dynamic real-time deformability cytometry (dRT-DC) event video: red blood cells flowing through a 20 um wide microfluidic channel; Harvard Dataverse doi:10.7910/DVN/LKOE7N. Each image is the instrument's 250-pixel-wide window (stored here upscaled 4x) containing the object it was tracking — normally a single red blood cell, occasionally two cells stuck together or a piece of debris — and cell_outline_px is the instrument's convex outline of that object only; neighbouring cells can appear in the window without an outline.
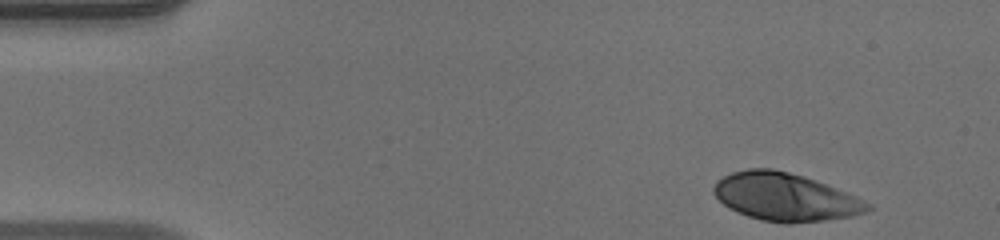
{"species": "human", "species_latin": "Homo sapiens", "temperature_condition": "warm", "stored_images_in_passage": 45, "camera_frame_rate_fps": 3000, "um_per_image_px": 0.085, "donor": {"sex": "male"}, "frame": {"image": 1, "passage_image": 1, "time_ms": 0.0, "image_size_px": [1000, 240], "cell_outline_px": [[876, 208], [868, 212], [852, 216], [824, 220], [788, 224], [784, 224], [760, 220], [736, 212], [728, 208], [712, 192], [712, 188], [716, 180], [732, 172], [748, 168], [772, 168], [804, 176], [856, 196], [872, 204]], "centroid_in_image_um": [66.75, 16.75], "position_along_channel_um": 18.3, "area_um2": 43.23}}
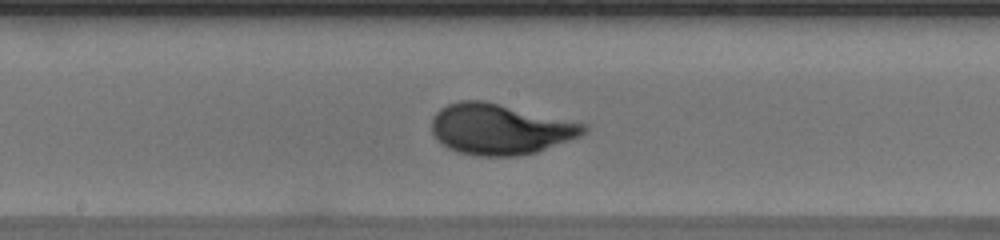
{"frame": {"image": 2, "passage_image": 22, "time_ms": 7.0, "image_size_px": [1000, 240], "cell_outline_px": [[588, 128], [580, 136], [536, 152], [520, 156], [476, 156], [460, 152], [448, 148], [432, 132], [432, 116], [440, 108], [448, 104], [460, 100], [484, 100], [588, 124]], "centroid_in_image_um": [42.51, 10.97], "position_along_channel_um": 205.7, "area_um2": 44.85}}
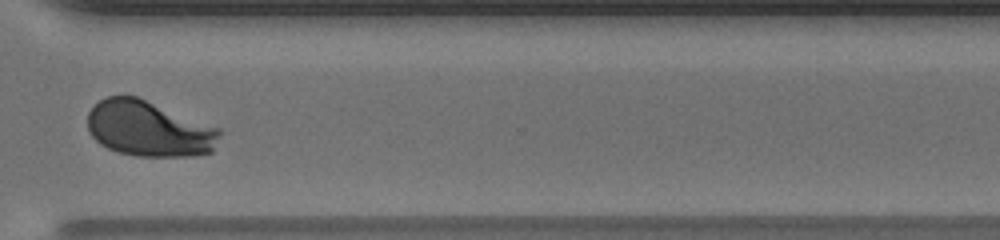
{"frame": {"image": 3, "passage_image": 33, "time_ms": 10.667, "image_size_px": [1000, 240], "cell_outline_px": [[220, 132], [212, 152], [192, 156], [136, 156], [120, 152], [108, 148], [100, 144], [88, 132], [88, 112], [100, 100], [108, 96], [136, 96], [220, 128]], "centroid_in_image_um": [12.64, 10.95], "position_along_channel_um": 358.0, "area_um2": 42.54}, "authors_computed_cell_mechanics": {"area_um2": 43.1188, "velocity_mm_per_s": 4.156, "shape_relaxation_time_tau1_ms": 2.9141, "shape_relaxation_time_tau2_ms": null, "deformation_change_tau1": 0.1982, "deformation_change_tau2": null}}